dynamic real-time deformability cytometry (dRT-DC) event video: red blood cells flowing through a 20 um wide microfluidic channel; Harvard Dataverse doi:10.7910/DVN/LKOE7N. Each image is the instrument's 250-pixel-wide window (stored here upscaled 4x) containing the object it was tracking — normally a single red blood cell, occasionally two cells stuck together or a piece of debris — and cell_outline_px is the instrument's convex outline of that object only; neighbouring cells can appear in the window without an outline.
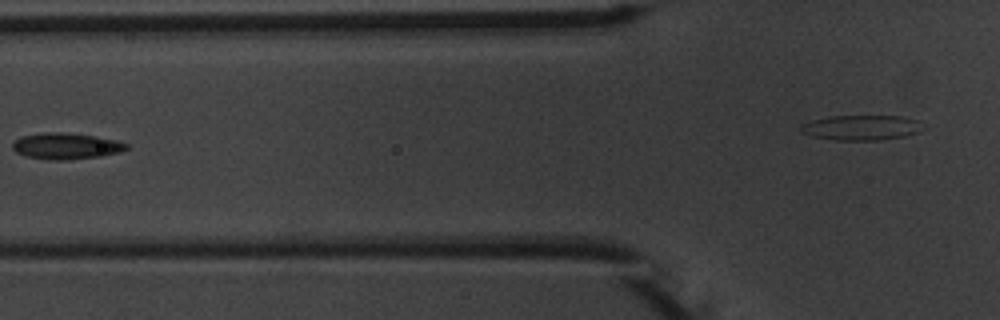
{"species": "common noctule bat (a hibernating species)", "species_latin": "Nyctalus noctula", "temperature_condition": "warm", "stored_images_in_passage": 8, "segment_of_instrument_passage": [1, 2], "camera_frame_rate_fps": 3000, "um_per_image_px": 0.085, "animal": {"sex": "male", "body_mass_g": 20.1, "forearm_length_mm": 53.5}, "frame": {"image": 1, "passage_image": 6, "time_ms": 7.0, "image_size_px": [1000, 320], "cell_outline_px": [[128, 148], [120, 152], [100, 156], [64, 160], [56, 160], [28, 156], [16, 152], [12, 148], [12, 144], [20, 136], [44, 132], [68, 132], [96, 136], [116, 140], [128, 144]], "centroid_in_image_um": [5.63, 12.39], "position_along_channel_um": 120.2, "area_um2": 17.34}}
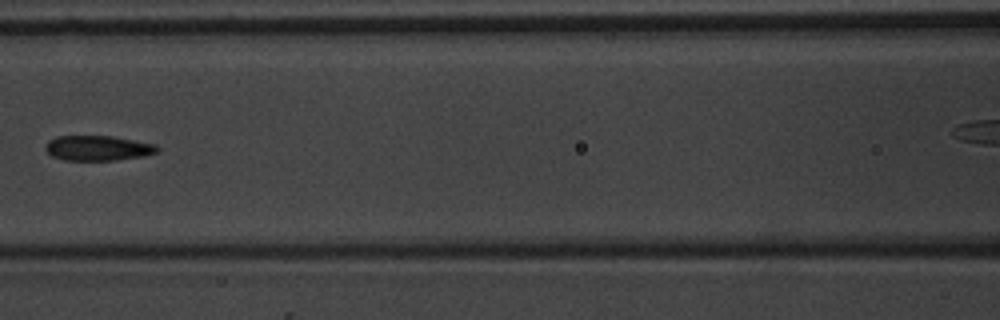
{"frame": {"image": 2, "passage_image": 7, "time_ms": 8.0, "image_size_px": [1000, 320], "cell_outline_px": [[160, 148], [156, 152], [144, 156], [116, 160], [64, 160], [52, 156], [44, 148], [48, 140], [56, 136], [112, 136], [156, 144]], "centroid_in_image_um": [8.31, 12.58], "position_along_channel_um": 158.3, "area_um2": 16.36}}